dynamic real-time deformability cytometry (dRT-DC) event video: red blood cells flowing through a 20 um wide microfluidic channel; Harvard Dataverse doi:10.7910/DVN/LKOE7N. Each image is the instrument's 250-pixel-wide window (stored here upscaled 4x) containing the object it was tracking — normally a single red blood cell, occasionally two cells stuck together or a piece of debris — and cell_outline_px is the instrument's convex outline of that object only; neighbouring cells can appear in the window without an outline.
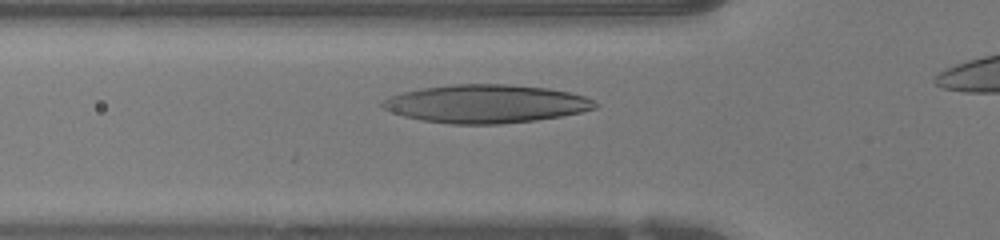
{"species": "human", "species_latin": "Homo sapiens", "temperature_condition": "warm", "stored_images_in_passage": 29, "camera_frame_rate_fps": 3000, "um_per_image_px": 0.085, "donor": {"sex": "female"}, "frame": {"image": 1, "passage_image": 6, "time_ms": 1.667, "image_size_px": [1000, 240], "cell_outline_px": [[600, 104], [596, 108], [580, 112], [560, 116], [536, 120], [500, 124], [452, 124], [420, 120], [404, 116], [380, 108], [380, 104], [384, 100], [392, 96], [404, 92], [424, 88], [452, 84], [508, 84], [548, 88], [568, 92], [584, 96]], "centroid_in_image_um": [41.31, 8.82], "position_along_channel_um": 84.5, "area_um2": 47.28}}
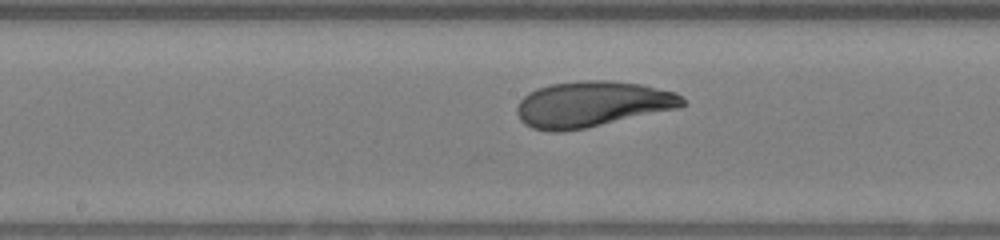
{"frame": {"image": 2, "passage_image": 14, "time_ms": 4.333, "image_size_px": [1000, 240], "cell_outline_px": [[684, 104], [680, 108], [584, 128], [560, 132], [556, 132], [532, 128], [524, 124], [520, 120], [516, 112], [516, 108], [520, 100], [528, 92], [536, 88], [552, 84], [584, 80], [608, 80], [644, 84], [676, 92], [684, 100]], "centroid_in_image_um": [50.32, 8.84], "position_along_channel_um": 197.9, "area_um2": 44.22}}
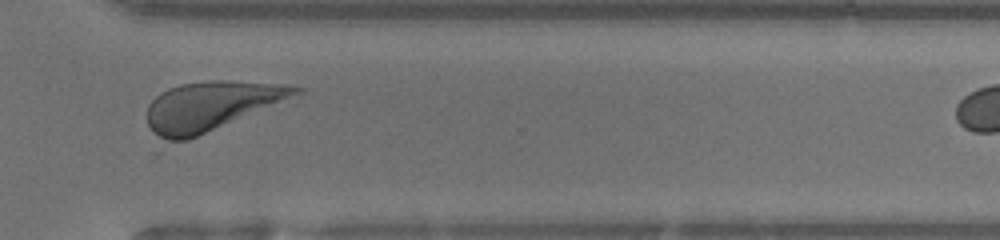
{"frame": {"image": 3, "passage_image": 25, "time_ms": 8.0, "image_size_px": [1000, 240], "cell_outline_px": [[304, 92], [188, 140], [164, 144], [148, 124], [148, 104], [160, 92], [168, 88], [180, 84], [212, 80], [228, 80], [288, 84], [304, 88]], "centroid_in_image_um": [17.91, 9.01], "position_along_channel_um": 352.7, "area_um2": 42.48}}